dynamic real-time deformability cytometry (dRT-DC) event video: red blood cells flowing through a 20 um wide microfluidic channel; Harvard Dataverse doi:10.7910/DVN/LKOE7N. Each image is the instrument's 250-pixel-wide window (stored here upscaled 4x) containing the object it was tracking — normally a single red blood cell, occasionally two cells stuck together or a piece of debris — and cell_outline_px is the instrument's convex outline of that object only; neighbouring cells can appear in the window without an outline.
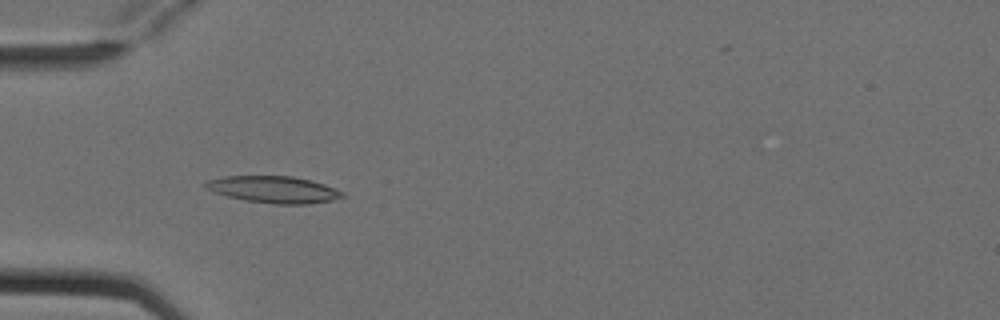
{"species": "Egyptian fruit bat (a non-hibernating species)", "species_latin": "Rousettus aegyptiacus", "temperature_condition": "cold", "stored_images_in_passage": 4, "camera_frame_rate_fps": 3000, "um_per_image_px": 0.085, "animal": {"sex": "female"}, "frame": {"image": 1, "passage_image": 3, "time_ms": 0.667, "image_size_px": [1000, 320], "cell_outline_px": [[344, 196], [332, 200], [308, 204], [276, 204], [244, 200], [228, 196], [204, 188], [204, 184], [208, 180], [224, 176], [292, 176], [324, 184], [344, 192]], "centroid_in_image_um": [23.26, 16.11], "position_along_channel_um": 61.7, "area_um2": 21.15}}
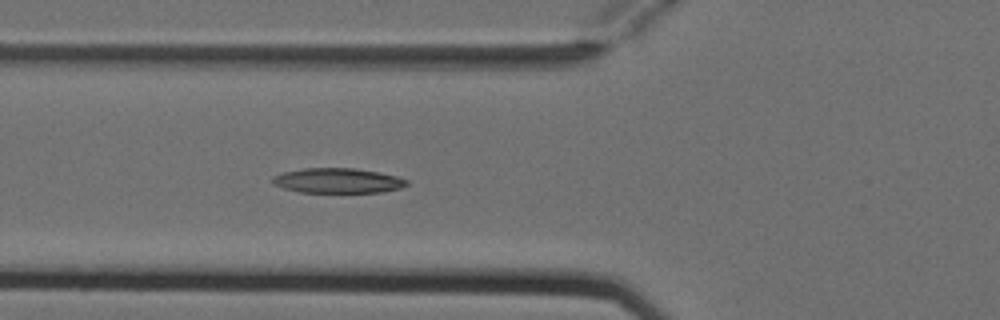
{"frame": {"image": 2, "passage_image": 4, "time_ms": 1.0, "image_size_px": [1000, 320], "cell_outline_px": [[408, 184], [400, 188], [380, 192], [300, 192], [284, 188], [272, 184], [272, 176], [284, 172], [304, 168], [356, 168], [396, 176], [408, 180]], "centroid_in_image_um": [28.68, 15.35], "position_along_channel_um": 97.1, "area_um2": 19.36}}